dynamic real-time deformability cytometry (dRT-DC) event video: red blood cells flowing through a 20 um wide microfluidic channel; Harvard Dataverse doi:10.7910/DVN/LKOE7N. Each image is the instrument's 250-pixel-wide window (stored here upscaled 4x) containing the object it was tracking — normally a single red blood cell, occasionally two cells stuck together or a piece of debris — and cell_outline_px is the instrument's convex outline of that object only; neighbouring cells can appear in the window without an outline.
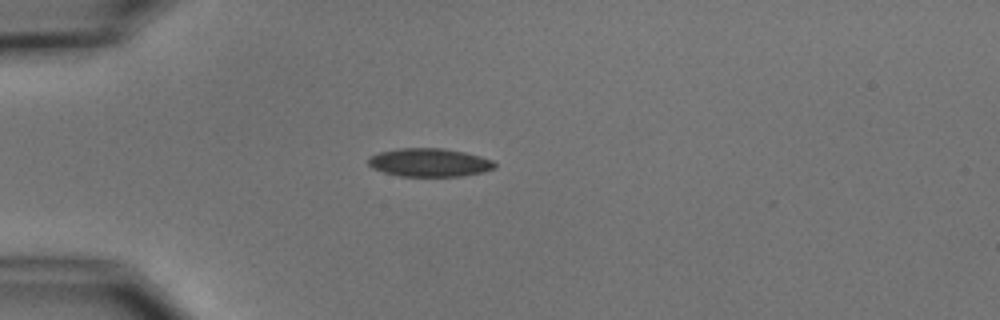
{"species": "common noctule bat (a hibernating species)", "species_latin": "Nyctalus noctula", "temperature_condition": "cold", "stored_images_in_passage": 3, "camera_frame_rate_fps": 3000, "um_per_image_px": 0.085, "animal": {"sex": "male", "body_mass_g": 15.6}, "frame": {"image": 1, "passage_image": 3, "time_ms": 3.0, "image_size_px": [1000, 320], "cell_outline_px": [[496, 168], [484, 172], [460, 176], [400, 176], [384, 172], [372, 168], [368, 164], [368, 156], [380, 152], [396, 148], [444, 148], [464, 152], [480, 156], [492, 160], [496, 164]], "centroid_in_image_um": [36.49, 13.81], "position_along_channel_um": 48.5, "area_um2": 20.98}}